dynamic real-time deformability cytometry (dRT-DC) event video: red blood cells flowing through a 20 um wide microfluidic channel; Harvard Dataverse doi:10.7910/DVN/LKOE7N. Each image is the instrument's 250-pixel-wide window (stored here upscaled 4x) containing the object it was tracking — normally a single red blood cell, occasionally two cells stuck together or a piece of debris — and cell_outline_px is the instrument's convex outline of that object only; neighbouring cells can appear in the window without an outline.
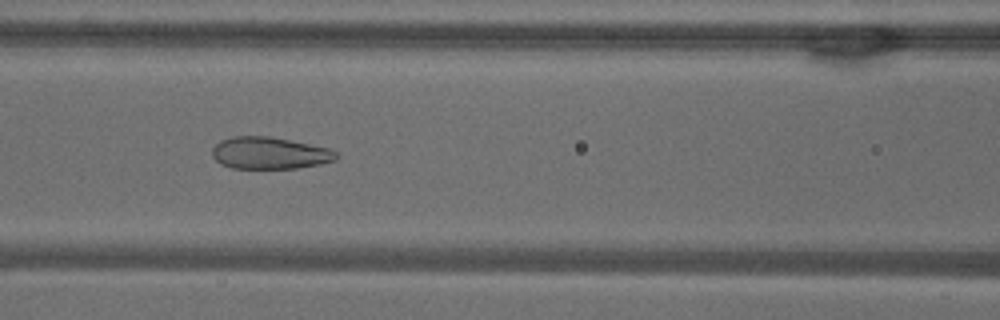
{"species": "common noctule bat (a hibernating species)", "species_latin": "Nyctalus noctula", "temperature_condition": "warm", "stored_images_in_passage": 39, "camera_frame_rate_fps": 3000, "um_per_image_px": 0.085, "animal": {"sex": "male", "body_mass_g": 18.8}, "frame": {"image": 1, "passage_image": 9, "time_ms": 2.667, "image_size_px": [1000, 320], "cell_outline_px": [[340, 156], [336, 160], [320, 164], [296, 168], [232, 168], [220, 164], [212, 156], [212, 148], [220, 140], [232, 136], [268, 136], [328, 148], [336, 152]], "centroid_in_image_um": [22.89, 13.01], "position_along_channel_um": 143.7, "area_um2": 23.06}}
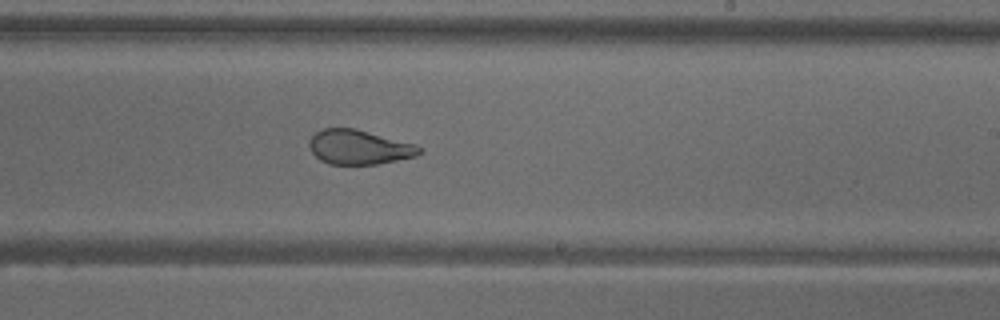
{"frame": {"image": 2, "passage_image": 18, "time_ms": 5.667, "image_size_px": [1000, 320], "cell_outline_px": [[424, 152], [416, 156], [376, 164], [328, 164], [320, 160], [312, 152], [308, 144], [308, 140], [316, 132], [324, 128], [356, 128], [416, 144], [424, 148]], "centroid_in_image_um": [30.54, 12.5], "position_along_channel_um": 258.5, "area_um2": 22.31}}
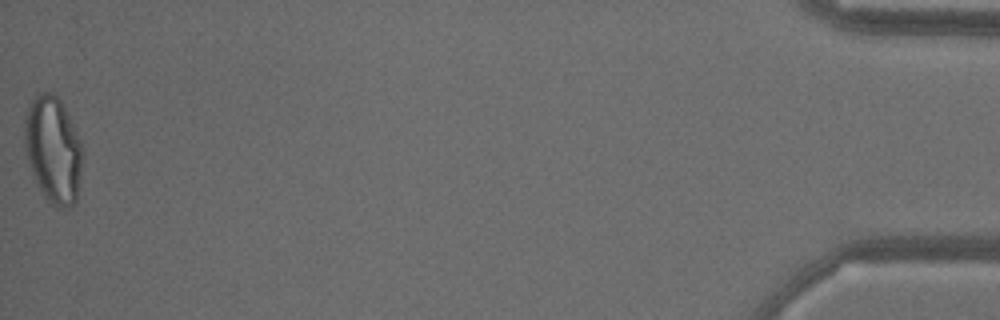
{"frame": {"image": 3, "passage_image": 39, "time_ms": 12.667, "image_size_px": [1000, 320], "cell_outline_px": [[80, 176], [76, 200], [68, 208], [56, 208], [48, 204], [32, 172], [24, 148], [24, 120], [28, 104], [40, 92], [52, 92], [60, 100], [80, 140]], "centroid_in_image_um": [4.47, 12.73], "position_along_channel_um": 430.7, "area_um2": 35.55}, "authors_computed_cell_mechanics": {"area_um2": 25.2586, "velocity_mm_per_s": 3.8349, "shape_relaxation_time_tau1_ms": null, "shape_relaxation_time_tau2_ms": 0.875, "deformation_change_tau1": null, "deformation_change_tau2": 0.0815}}